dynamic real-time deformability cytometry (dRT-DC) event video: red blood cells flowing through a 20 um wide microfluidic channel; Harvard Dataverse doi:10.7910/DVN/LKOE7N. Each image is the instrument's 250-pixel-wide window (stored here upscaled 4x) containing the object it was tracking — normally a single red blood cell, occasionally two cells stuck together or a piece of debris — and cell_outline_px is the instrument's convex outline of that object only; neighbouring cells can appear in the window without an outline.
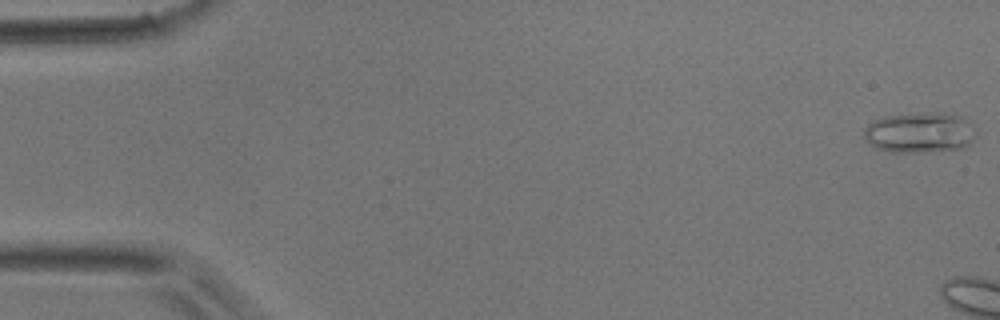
{"species": "common noctule bat (a hibernating species)", "species_latin": "Nyctalus noctula", "temperature_condition": "room temperature", "stored_images_in_passage": 5, "camera_frame_rate_fps": 3000, "um_per_image_px": 0.085, "animal": {"sex": "male", "body_mass_g": 17.9}, "frame": {"image": 1, "passage_image": 1, "time_ms": 0.0, "image_size_px": [1000, 320], "cell_outline_px": [[976, 136], [964, 148], [916, 152], [892, 152], [876, 148], [864, 136], [864, 128], [872, 120], [884, 116], [924, 112], [940, 112], [964, 116], [976, 132]], "centroid_in_image_um": [78.18, 11.24], "position_along_channel_um": 6.8, "area_um2": 26.53}}